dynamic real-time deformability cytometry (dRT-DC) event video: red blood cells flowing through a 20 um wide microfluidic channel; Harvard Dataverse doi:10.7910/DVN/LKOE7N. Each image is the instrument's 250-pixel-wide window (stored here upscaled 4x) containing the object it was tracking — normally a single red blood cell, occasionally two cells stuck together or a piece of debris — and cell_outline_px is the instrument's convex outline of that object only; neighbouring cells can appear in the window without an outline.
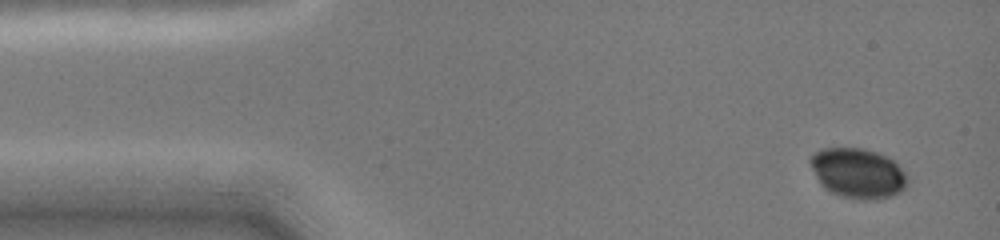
{"species": "common noctule bat (a hibernating species)", "species_latin": "Nyctalus noctula", "temperature_condition": "cold", "stored_images_in_passage": 9, "camera_frame_rate_fps": 3000, "um_per_image_px": 0.085, "animal": {"sex": "female", "body_mass_g": 19.0, "forearm_length_mm": 51.5}, "frame": {"image": 1, "passage_image": 1, "time_ms": 0.0, "image_size_px": [1000, 240], "cell_outline_px": [[908, 184], [900, 192], [892, 196], [876, 200], [860, 200], [840, 196], [824, 188], [820, 184], [808, 160], [820, 148], [864, 148], [876, 152], [892, 160], [908, 176]], "centroid_in_image_um": [72.92, 14.74], "position_along_channel_um": 12.1, "area_um2": 28.32}}
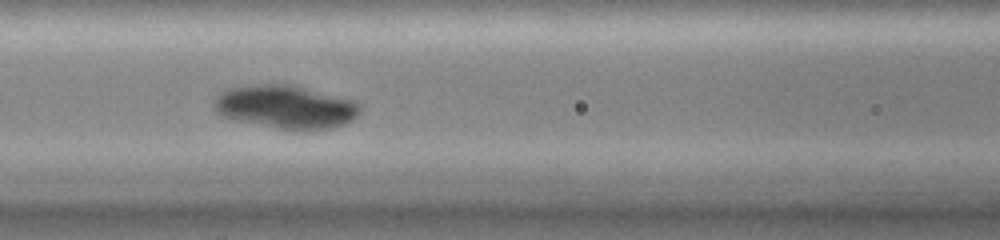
{"frame": {"image": 2, "passage_image": 7, "time_ms": 5.667, "image_size_px": [1000, 240], "cell_outline_px": [[360, 112], [352, 120], [344, 124], [332, 128], [312, 132], [300, 132], [276, 128], [236, 120], [220, 116], [216, 112], [212, 104], [216, 96], [224, 88], [264, 84], [292, 84], [352, 100], [360, 104]], "centroid_in_image_um": [24.26, 9.11], "position_along_channel_um": 142.3, "area_um2": 37.51}}
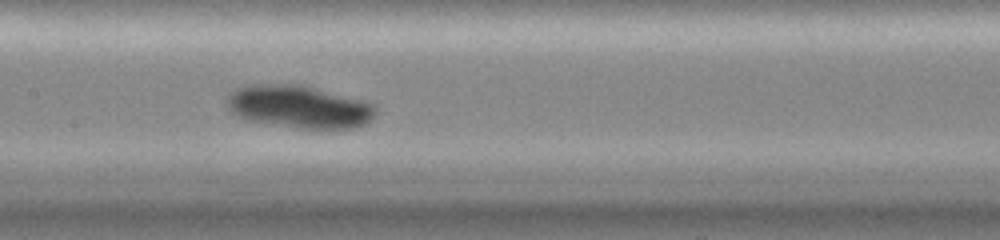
{"frame": {"image": 3, "passage_image": 8, "time_ms": 6.667, "image_size_px": [1000, 240], "cell_outline_px": [[376, 112], [364, 124], [356, 128], [300, 128], [248, 120], [236, 116], [228, 108], [228, 96], [236, 88], [252, 84], [300, 84], [376, 104]], "centroid_in_image_um": [25.4, 9.07], "position_along_channel_um": 182.0, "area_um2": 36.59}}